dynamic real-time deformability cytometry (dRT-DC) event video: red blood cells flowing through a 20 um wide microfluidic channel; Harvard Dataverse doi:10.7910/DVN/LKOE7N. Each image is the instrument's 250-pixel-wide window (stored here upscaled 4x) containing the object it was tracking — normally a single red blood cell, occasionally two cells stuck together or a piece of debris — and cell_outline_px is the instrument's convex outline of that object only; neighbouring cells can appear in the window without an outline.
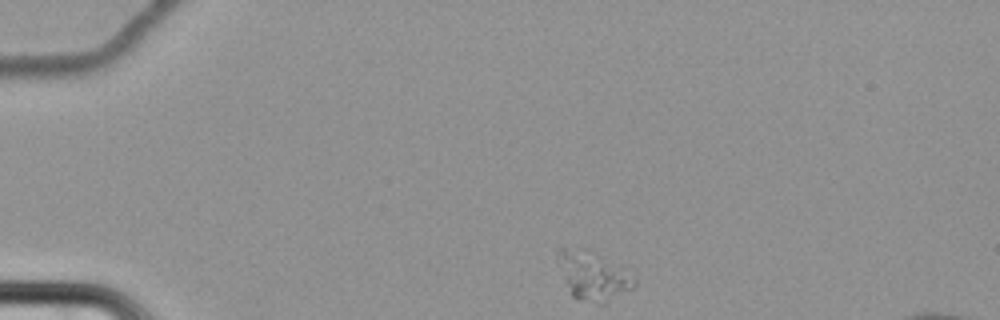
{"species": "common noctule bat (a hibernating species)", "species_latin": "Nyctalus noctula", "temperature_condition": "cold", "stored_images_in_passage": 51, "camera_frame_rate_fps": 3000, "um_per_image_px": 0.085, "animal": {"sex": "female", "body_mass_g": 22.7, "forearm_length_mm": 54.2}, "frame": {"image": 1, "passage_image": 1, "time_ms": 0.0, "image_size_px": [1000, 320], "cell_outline_px": [[636, 284], [632, 288], [612, 292], [584, 296], [572, 296], [564, 280], [556, 256], [556, 252], [560, 248], [588, 248], [636, 276]], "centroid_in_image_um": [50.31, 23.19], "position_along_channel_um": 34.7, "area_um2": 19.19}}
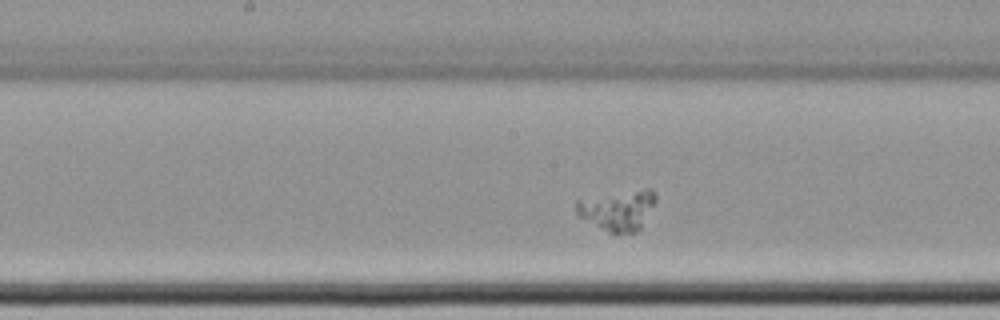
{"frame": {"image": 2, "passage_image": 22, "time_ms": 7.0, "image_size_px": [1000, 320], "cell_outline_px": [[656, 200], [640, 228], [636, 232], [616, 236], [600, 228], [580, 216], [576, 212], [576, 200], [644, 188], [652, 188], [656, 196]], "centroid_in_image_um": [52.53, 17.88], "position_along_channel_um": 195.7, "area_um2": 18.55}}
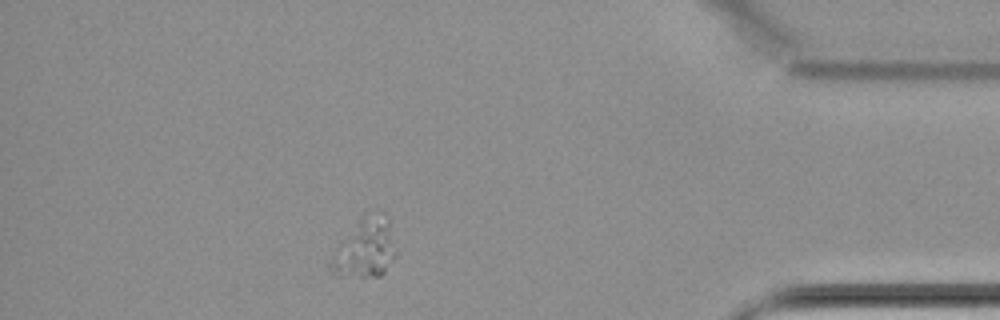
{"frame": {"image": 3, "passage_image": 44, "time_ms": 14.333, "image_size_px": [1000, 320], "cell_outline_px": [[396, 252], [392, 260], [384, 272], [380, 276], [340, 276], [332, 272], [328, 268], [328, 264], [336, 248], [360, 220], [376, 208], [384, 212], [388, 216], [396, 248]], "centroid_in_image_um": [31.07, 21.08], "position_along_channel_um": 404.1, "area_um2": 22.25}}